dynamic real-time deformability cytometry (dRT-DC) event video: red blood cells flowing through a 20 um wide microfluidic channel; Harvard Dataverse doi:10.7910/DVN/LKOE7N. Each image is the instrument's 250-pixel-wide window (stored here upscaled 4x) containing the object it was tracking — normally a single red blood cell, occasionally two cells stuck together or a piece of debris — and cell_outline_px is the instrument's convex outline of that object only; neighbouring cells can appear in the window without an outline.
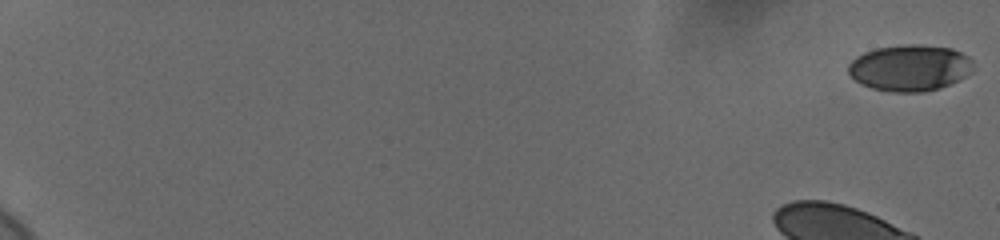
{"species": "human", "species_latin": "Homo sapiens", "temperature_condition": "cold", "stored_images_in_passage": 50, "camera_frame_rate_fps": 3000, "um_per_image_px": 0.085, "donor": {"sex": "female"}, "frame": {"image": 1, "passage_image": 1, "time_ms": 0.0, "image_size_px": [1000, 240], "cell_outline_px": [[972, 72], [940, 88], [924, 92], [892, 92], [872, 88], [860, 84], [848, 72], [848, 64], [856, 56], [864, 52], [876, 48], [908, 44], [920, 44], [952, 48], [968, 56], [972, 60]], "centroid_in_image_um": [77.32, 5.76], "position_along_channel_um": 7.7, "area_um2": 33.7}}
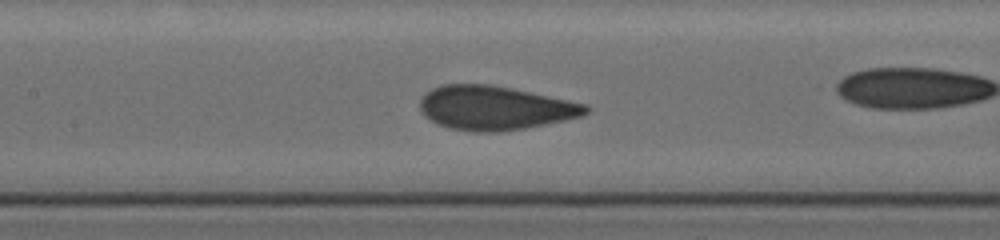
{"frame": {"image": 2, "passage_image": 30, "time_ms": 9.667, "image_size_px": [1000, 240], "cell_outline_px": [[592, 108], [588, 112], [580, 116], [564, 120], [524, 128], [500, 132], [476, 132], [448, 128], [424, 116], [420, 108], [420, 100], [432, 88], [440, 84], [492, 84], [512, 88], [588, 104]], "centroid_in_image_um": [42.07, 9.16], "position_along_channel_um": 165.3, "area_um2": 42.48}}
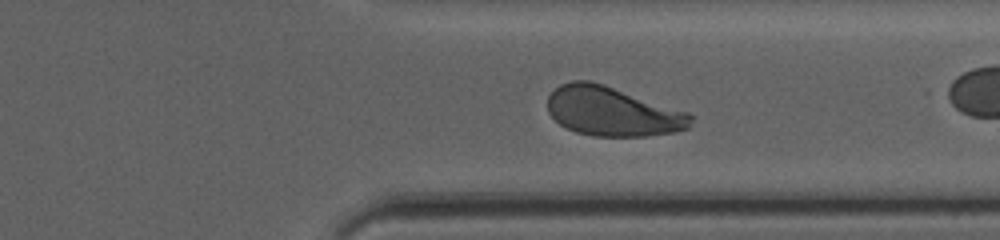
{"frame": {"image": 3, "passage_image": 46, "time_ms": 15.0, "image_size_px": [1000, 240], "cell_outline_px": [[692, 120], [688, 128], [672, 132], [648, 136], [592, 136], [576, 132], [560, 124], [548, 112], [548, 96], [560, 84], [572, 80], [588, 80], [604, 84], [688, 112], [692, 116]], "centroid_in_image_um": [52.04, 9.47], "position_along_channel_um": 359.4, "area_um2": 40.98}}